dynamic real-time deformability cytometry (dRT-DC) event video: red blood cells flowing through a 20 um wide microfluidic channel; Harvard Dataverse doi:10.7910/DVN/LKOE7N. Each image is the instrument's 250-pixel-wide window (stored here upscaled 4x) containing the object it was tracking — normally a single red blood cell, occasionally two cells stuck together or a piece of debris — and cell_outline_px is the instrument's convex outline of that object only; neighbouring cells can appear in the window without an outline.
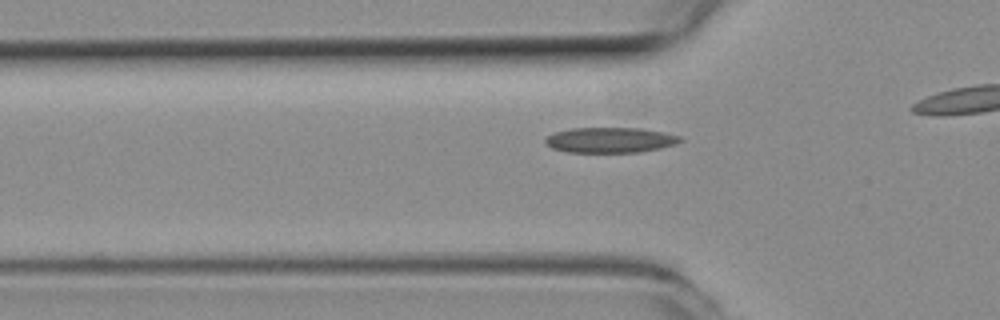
{"species": "common noctule bat (a hibernating species)", "species_latin": "Nyctalus noctula", "temperature_condition": "room temperature", "stored_images_in_passage": 37, "camera_frame_rate_fps": 3000, "um_per_image_px": 0.085, "animal": {"sex": "female", "body_mass_g": 19.3, "forearm_length_mm": 54.1}, "frame": {"image": 1, "passage_image": 13, "time_ms": 4.0, "image_size_px": [1000, 320], "cell_outline_px": [[684, 140], [676, 144], [660, 148], [640, 152], [568, 152], [552, 148], [544, 140], [548, 136], [556, 132], [572, 128], [640, 128], [680, 136]], "centroid_in_image_um": [51.88, 11.9], "position_along_channel_um": 73.9, "area_um2": 19.71}}
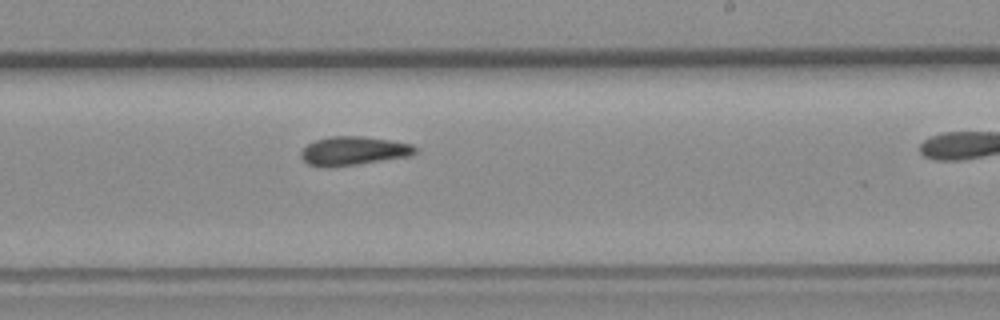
{"frame": {"image": 2, "passage_image": 27, "time_ms": 8.667, "image_size_px": [1000, 320], "cell_outline_px": [[416, 152], [408, 156], [356, 164], [328, 168], [324, 168], [308, 164], [300, 156], [300, 152], [308, 144], [316, 140], [332, 136], [364, 136], [392, 140], [412, 144], [416, 148]], "centroid_in_image_um": [30.02, 12.82], "position_along_channel_um": 259.0, "area_um2": 19.07}}
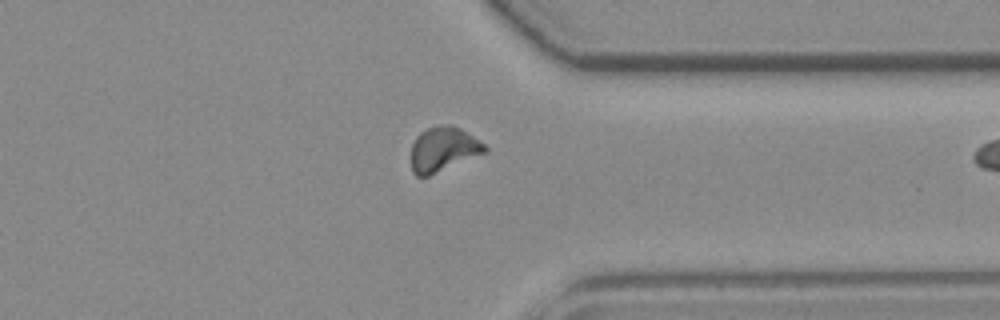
{"frame": {"image": 3, "passage_image": 36, "time_ms": 11.667, "image_size_px": [1000, 320], "cell_outline_px": [[488, 152], [428, 176], [416, 176], [412, 172], [412, 144], [416, 136], [420, 132], [428, 128], [440, 124], [452, 124], [460, 128], [484, 144], [488, 148]], "centroid_in_image_um": [37.68, 12.68], "position_along_channel_um": 373.7, "area_um2": 19.19}}